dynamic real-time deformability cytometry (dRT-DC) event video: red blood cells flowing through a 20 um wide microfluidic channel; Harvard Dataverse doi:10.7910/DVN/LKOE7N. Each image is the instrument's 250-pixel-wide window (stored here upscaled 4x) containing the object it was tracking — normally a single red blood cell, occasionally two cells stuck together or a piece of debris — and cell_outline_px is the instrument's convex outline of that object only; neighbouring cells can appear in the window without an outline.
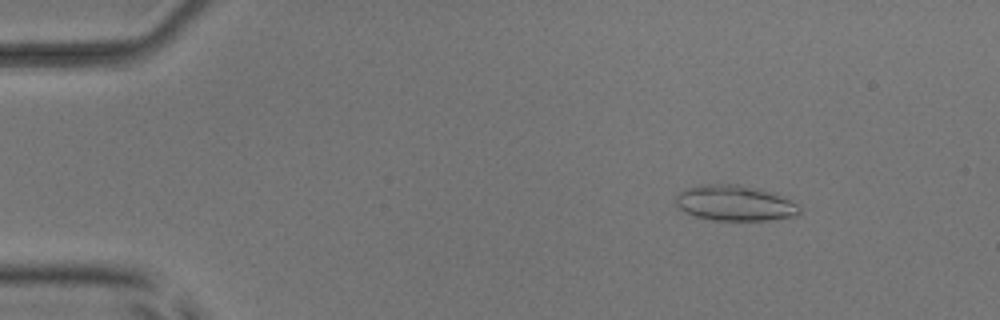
{"species": "common noctule bat (a hibernating species)", "species_latin": "Nyctalus noctula", "temperature_condition": "room temperature", "stored_images_in_passage": 6, "camera_frame_rate_fps": 3000, "um_per_image_px": 0.085, "animal": {"sex": "male", "body_mass_g": 17.9, "forearm_length_mm": 54.2}, "frame": {"image": 1, "passage_image": 3, "time_ms": 2.333, "image_size_px": [1000, 320], "cell_outline_px": [[800, 212], [796, 216], [768, 220], [712, 220], [696, 216], [680, 208], [676, 204], [676, 196], [680, 192], [688, 188], [704, 184], [736, 184], [756, 188], [772, 192], [796, 204], [800, 208]], "centroid_in_image_um": [62.46, 17.26], "position_along_channel_um": 22.5, "area_um2": 25.2}}